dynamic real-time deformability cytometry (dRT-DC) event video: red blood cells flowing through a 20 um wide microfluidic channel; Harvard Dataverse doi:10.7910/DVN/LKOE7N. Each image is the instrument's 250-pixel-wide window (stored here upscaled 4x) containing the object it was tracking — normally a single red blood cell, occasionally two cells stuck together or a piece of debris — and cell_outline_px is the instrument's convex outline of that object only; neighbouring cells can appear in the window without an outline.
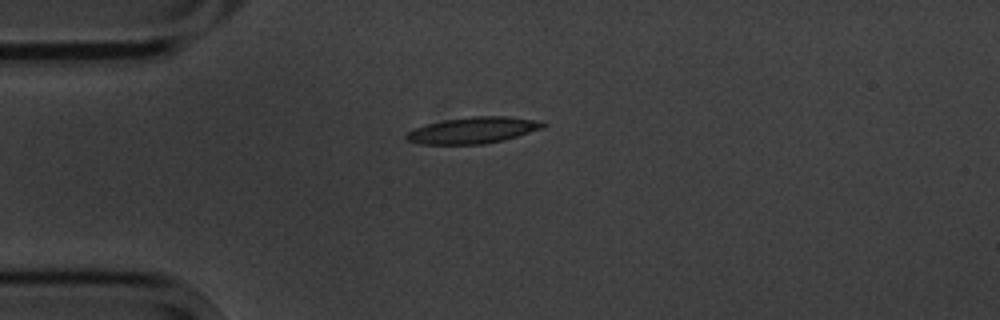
{"species": "common noctule bat (a hibernating species)", "species_latin": "Nyctalus noctula", "temperature_condition": "cold", "stored_images_in_passage": 1, "camera_frame_rate_fps": 3000, "um_per_image_px": 0.085, "animal": {"sex": "male", "body_mass_g": 20.1, "forearm_length_mm": 53.5}, "frame": {"image": 1, "passage_image": 1, "time_ms": 0.0, "image_size_px": [1000, 320], "cell_outline_px": [[548, 124], [544, 128], [516, 136], [484, 144], [420, 144], [408, 140], [404, 136], [408, 132], [416, 128], [428, 124], [444, 120], [472, 116], [508, 116], [540, 120]], "centroid_in_image_um": [40.25, 11.06], "position_along_channel_um": 44.7, "area_um2": 20.81}}